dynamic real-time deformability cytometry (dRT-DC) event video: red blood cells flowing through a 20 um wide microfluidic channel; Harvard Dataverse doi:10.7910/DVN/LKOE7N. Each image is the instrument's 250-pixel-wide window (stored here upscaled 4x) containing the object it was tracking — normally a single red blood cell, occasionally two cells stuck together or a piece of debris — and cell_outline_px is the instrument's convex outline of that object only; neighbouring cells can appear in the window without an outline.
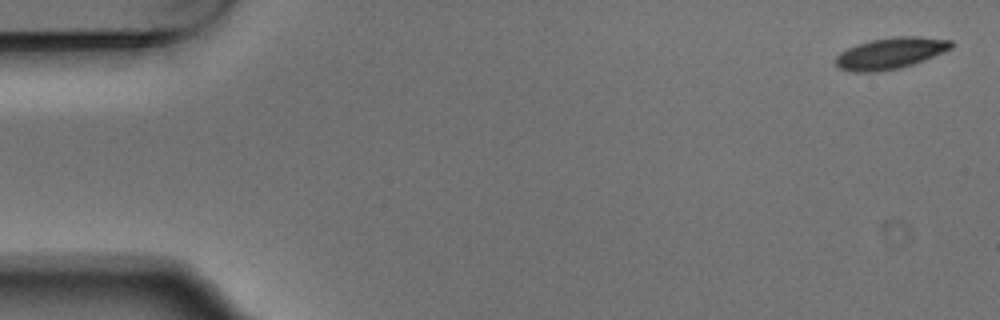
{"species": "Egyptian fruit bat (a non-hibernating species)", "species_latin": "Rousettus aegyptiacus", "temperature_condition": "warm", "stored_images_in_passage": 5, "camera_frame_rate_fps": 3000, "um_per_image_px": 0.085, "animal": {"sex": "male"}, "frame": {"image": 1, "passage_image": 1, "time_ms": 0.0, "image_size_px": [1000, 320], "cell_outline_px": [[952, 48], [924, 60], [900, 68], [876, 72], [852, 72], [840, 68], [836, 64], [836, 56], [840, 52], [848, 48], [872, 40], [896, 36], [916, 36], [952, 40]], "centroid_in_image_um": [75.69, 4.53], "position_along_channel_um": 9.3, "area_um2": 20.87}}